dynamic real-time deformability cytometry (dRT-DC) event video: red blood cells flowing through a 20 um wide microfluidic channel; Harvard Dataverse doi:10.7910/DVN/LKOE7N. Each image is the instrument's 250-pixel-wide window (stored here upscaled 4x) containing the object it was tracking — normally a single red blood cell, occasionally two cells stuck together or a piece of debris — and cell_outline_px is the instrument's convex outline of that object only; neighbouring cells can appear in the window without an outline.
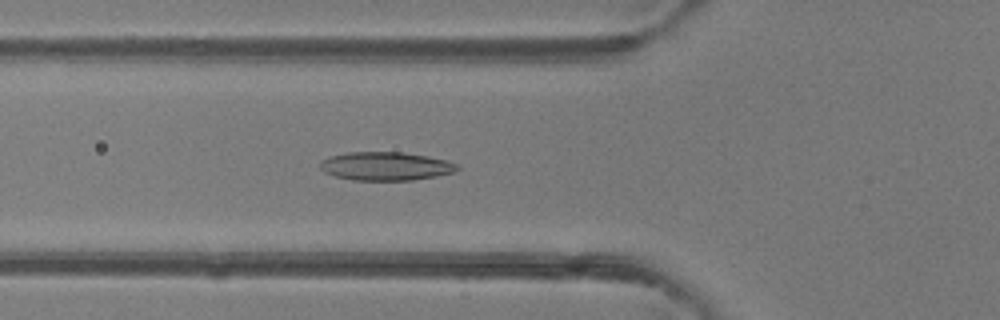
{"species": "common noctule bat (a hibernating species)", "species_latin": "Nyctalus noctula", "temperature_condition": "room temperature", "stored_images_in_passage": 49, "camera_frame_rate_fps": 3000, "um_per_image_px": 0.085, "animal": {"sex": "female"}, "frame": {"image": 1, "passage_image": 18, "time_ms": 5.667, "image_size_px": [1000, 320], "cell_outline_px": [[460, 168], [452, 172], [412, 180], [356, 180], [336, 176], [324, 172], [320, 168], [320, 164], [324, 160], [332, 156], [352, 152], [400, 152], [424, 156], [444, 160], [456, 164]], "centroid_in_image_um": [32.76, 14.13], "position_along_channel_um": 93.0, "area_um2": 22.08}}
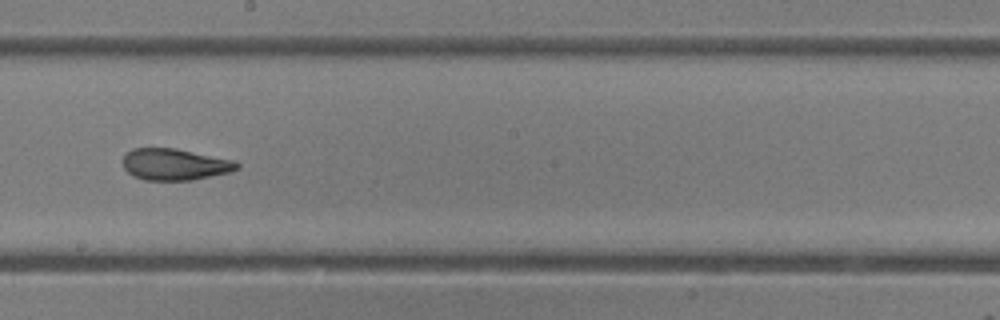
{"frame": {"image": 2, "passage_image": 28, "time_ms": 9.0, "image_size_px": [1000, 320], "cell_outline_px": [[240, 168], [228, 172], [192, 180], [144, 180], [128, 172], [124, 168], [124, 156], [132, 148], [172, 148], [232, 160], [240, 164]], "centroid_in_image_um": [14.84, 13.98], "position_along_channel_um": 233.4, "area_um2": 20.52}}
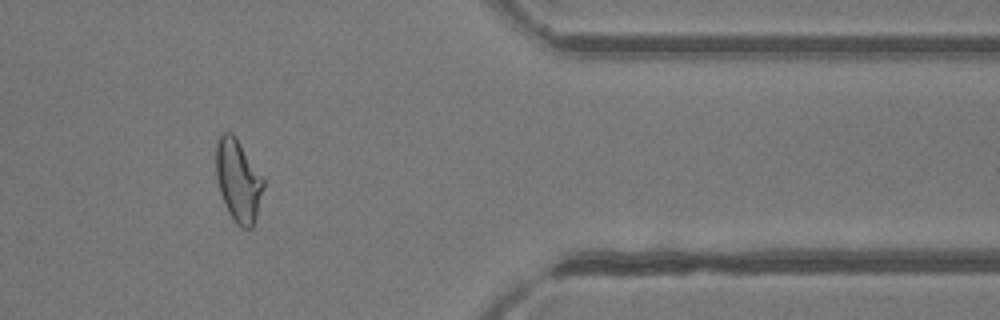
{"frame": {"image": 3, "passage_image": 41, "time_ms": 13.333, "image_size_px": [1000, 320], "cell_outline_px": [[264, 188], [256, 216], [252, 228], [244, 228], [236, 224], [228, 212], [224, 204], [220, 192], [216, 176], [216, 144], [220, 136], [224, 132], [232, 132], [236, 136], [264, 180]], "centroid_in_image_um": [20.24, 15.34], "position_along_channel_um": 391.2, "area_um2": 22.6}, "authors_computed_cell_mechanics": {"area_um2": 21.5016, "velocity_mm_per_s": 4.18, "shape_relaxation_time_tau1_ms": 7.7569, "shape_relaxation_time_tau2_ms": 1.8679, "deformation_change_tau1": 0.2195, "deformation_change_tau2": 0.0941}}